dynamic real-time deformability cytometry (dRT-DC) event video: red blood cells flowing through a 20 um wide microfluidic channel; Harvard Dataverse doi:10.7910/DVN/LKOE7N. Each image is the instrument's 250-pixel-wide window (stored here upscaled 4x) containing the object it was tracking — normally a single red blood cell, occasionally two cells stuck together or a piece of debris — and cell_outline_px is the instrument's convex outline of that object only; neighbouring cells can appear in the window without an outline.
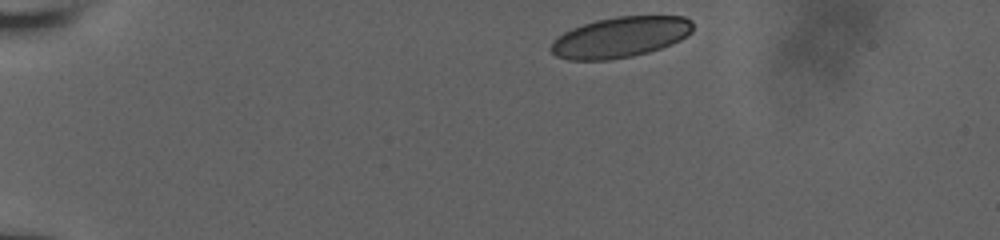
{"species": "human", "species_latin": "Homo sapiens", "temperature_condition": "room temperature", "stored_images_in_passage": 38, "camera_frame_rate_fps": 3000, "um_per_image_px": 0.085, "donor": {"sex": "male"}, "frame": {"image": 1, "passage_image": 1, "time_ms": 0.0, "image_size_px": [1000, 240], "cell_outline_px": [[692, 32], [680, 40], [660, 48], [648, 52], [632, 56], [608, 60], [568, 60], [556, 56], [548, 48], [552, 40], [556, 36], [572, 28], [596, 20], [616, 16], [684, 16], [692, 20]], "centroid_in_image_um": [52.69, 3.16], "position_along_channel_um": 32.3, "area_um2": 33.76}}
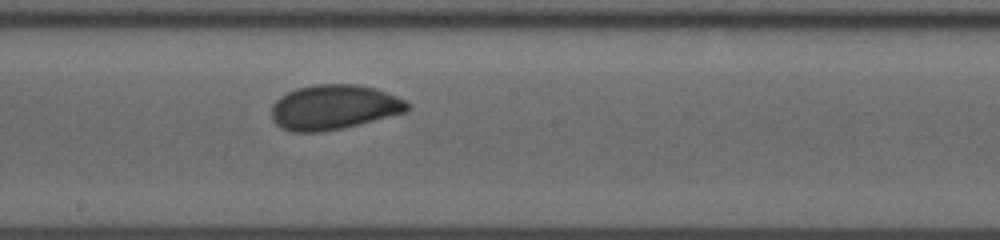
{"frame": {"image": 2, "passage_image": 22, "time_ms": 7.0, "image_size_px": [1000, 240], "cell_outline_px": [[412, 104], [404, 112], [340, 128], [320, 132], [292, 132], [276, 124], [272, 120], [272, 104], [280, 96], [296, 88], [316, 84], [356, 84], [372, 88], [396, 96]], "centroid_in_image_um": [28.33, 9.1], "position_along_channel_um": 219.9, "area_um2": 34.97}}
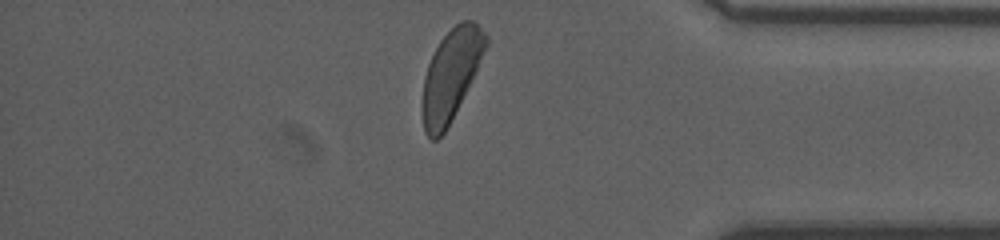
{"frame": {"image": 3, "passage_image": 37, "time_ms": 12.0, "image_size_px": [1000, 240], "cell_outline_px": [[488, 44], [444, 132], [436, 140], [432, 140], [424, 132], [420, 108], [420, 104], [424, 76], [428, 64], [440, 40], [460, 20], [472, 20], [488, 36]], "centroid_in_image_um": [38.26, 6.37], "position_along_channel_um": 396.9, "area_um2": 32.77}, "authors_computed_cell_mechanics": {"area_um2": 34.9401, "velocity_mm_per_s": 3.9152, "shape_relaxation_time_tau1_ms": 3.7749, "shape_relaxation_time_tau2_ms": 1.0509, "deformation_change_tau1": 0.1034, "deformation_change_tau2": 0.0476}}